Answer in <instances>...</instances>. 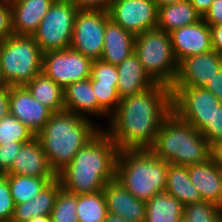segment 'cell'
Here are the masks:
<instances>
[{"label":"cell","instance_id":"cell-32","mask_svg":"<svg viewBox=\"0 0 222 222\" xmlns=\"http://www.w3.org/2000/svg\"><path fill=\"white\" fill-rule=\"evenodd\" d=\"M187 222H222V208L210 202H195L184 206Z\"/></svg>","mask_w":222,"mask_h":222},{"label":"cell","instance_id":"cell-37","mask_svg":"<svg viewBox=\"0 0 222 222\" xmlns=\"http://www.w3.org/2000/svg\"><path fill=\"white\" fill-rule=\"evenodd\" d=\"M22 142H11L0 146V174H6L13 164V160L20 151Z\"/></svg>","mask_w":222,"mask_h":222},{"label":"cell","instance_id":"cell-9","mask_svg":"<svg viewBox=\"0 0 222 222\" xmlns=\"http://www.w3.org/2000/svg\"><path fill=\"white\" fill-rule=\"evenodd\" d=\"M172 111L183 121L201 131L216 108L222 104L204 87H172Z\"/></svg>","mask_w":222,"mask_h":222},{"label":"cell","instance_id":"cell-27","mask_svg":"<svg viewBox=\"0 0 222 222\" xmlns=\"http://www.w3.org/2000/svg\"><path fill=\"white\" fill-rule=\"evenodd\" d=\"M145 222H179L184 205L167 192L155 194L146 202Z\"/></svg>","mask_w":222,"mask_h":222},{"label":"cell","instance_id":"cell-33","mask_svg":"<svg viewBox=\"0 0 222 222\" xmlns=\"http://www.w3.org/2000/svg\"><path fill=\"white\" fill-rule=\"evenodd\" d=\"M118 82L91 81L98 105L110 116L116 111L121 98L117 91Z\"/></svg>","mask_w":222,"mask_h":222},{"label":"cell","instance_id":"cell-3","mask_svg":"<svg viewBox=\"0 0 222 222\" xmlns=\"http://www.w3.org/2000/svg\"><path fill=\"white\" fill-rule=\"evenodd\" d=\"M101 129L91 119L63 110L52 113L36 137L57 175Z\"/></svg>","mask_w":222,"mask_h":222},{"label":"cell","instance_id":"cell-12","mask_svg":"<svg viewBox=\"0 0 222 222\" xmlns=\"http://www.w3.org/2000/svg\"><path fill=\"white\" fill-rule=\"evenodd\" d=\"M108 13L110 19L134 36L158 25V7L154 0H112Z\"/></svg>","mask_w":222,"mask_h":222},{"label":"cell","instance_id":"cell-41","mask_svg":"<svg viewBox=\"0 0 222 222\" xmlns=\"http://www.w3.org/2000/svg\"><path fill=\"white\" fill-rule=\"evenodd\" d=\"M10 114V87L0 86V120Z\"/></svg>","mask_w":222,"mask_h":222},{"label":"cell","instance_id":"cell-22","mask_svg":"<svg viewBox=\"0 0 222 222\" xmlns=\"http://www.w3.org/2000/svg\"><path fill=\"white\" fill-rule=\"evenodd\" d=\"M117 72V91L120 98L143 92L155 84L144 71L135 52L117 65Z\"/></svg>","mask_w":222,"mask_h":222},{"label":"cell","instance_id":"cell-20","mask_svg":"<svg viewBox=\"0 0 222 222\" xmlns=\"http://www.w3.org/2000/svg\"><path fill=\"white\" fill-rule=\"evenodd\" d=\"M64 110L87 119H91L89 117L93 115H108L98 105L90 78L71 83L64 89Z\"/></svg>","mask_w":222,"mask_h":222},{"label":"cell","instance_id":"cell-43","mask_svg":"<svg viewBox=\"0 0 222 222\" xmlns=\"http://www.w3.org/2000/svg\"><path fill=\"white\" fill-rule=\"evenodd\" d=\"M212 49L218 53H222V24L210 26Z\"/></svg>","mask_w":222,"mask_h":222},{"label":"cell","instance_id":"cell-4","mask_svg":"<svg viewBox=\"0 0 222 222\" xmlns=\"http://www.w3.org/2000/svg\"><path fill=\"white\" fill-rule=\"evenodd\" d=\"M150 150L169 164L189 166L210 159L212 147L200 131L172 111L163 120Z\"/></svg>","mask_w":222,"mask_h":222},{"label":"cell","instance_id":"cell-10","mask_svg":"<svg viewBox=\"0 0 222 222\" xmlns=\"http://www.w3.org/2000/svg\"><path fill=\"white\" fill-rule=\"evenodd\" d=\"M109 19L108 10L79 9L74 20L70 48L92 60L100 59L105 27Z\"/></svg>","mask_w":222,"mask_h":222},{"label":"cell","instance_id":"cell-25","mask_svg":"<svg viewBox=\"0 0 222 222\" xmlns=\"http://www.w3.org/2000/svg\"><path fill=\"white\" fill-rule=\"evenodd\" d=\"M165 192L174 196L184 206L203 201L201 193L190 180L187 166L168 165Z\"/></svg>","mask_w":222,"mask_h":222},{"label":"cell","instance_id":"cell-8","mask_svg":"<svg viewBox=\"0 0 222 222\" xmlns=\"http://www.w3.org/2000/svg\"><path fill=\"white\" fill-rule=\"evenodd\" d=\"M78 10L69 0L54 1L33 35L43 53L70 48Z\"/></svg>","mask_w":222,"mask_h":222},{"label":"cell","instance_id":"cell-13","mask_svg":"<svg viewBox=\"0 0 222 222\" xmlns=\"http://www.w3.org/2000/svg\"><path fill=\"white\" fill-rule=\"evenodd\" d=\"M222 69V53L214 50L189 56L178 64L172 87H204Z\"/></svg>","mask_w":222,"mask_h":222},{"label":"cell","instance_id":"cell-15","mask_svg":"<svg viewBox=\"0 0 222 222\" xmlns=\"http://www.w3.org/2000/svg\"><path fill=\"white\" fill-rule=\"evenodd\" d=\"M53 112L39 103L25 86L10 87V114L37 135Z\"/></svg>","mask_w":222,"mask_h":222},{"label":"cell","instance_id":"cell-29","mask_svg":"<svg viewBox=\"0 0 222 222\" xmlns=\"http://www.w3.org/2000/svg\"><path fill=\"white\" fill-rule=\"evenodd\" d=\"M108 214L103 190L94 194L77 195V210L79 222H104Z\"/></svg>","mask_w":222,"mask_h":222},{"label":"cell","instance_id":"cell-50","mask_svg":"<svg viewBox=\"0 0 222 222\" xmlns=\"http://www.w3.org/2000/svg\"><path fill=\"white\" fill-rule=\"evenodd\" d=\"M0 1H7V2H12L13 0H0Z\"/></svg>","mask_w":222,"mask_h":222},{"label":"cell","instance_id":"cell-45","mask_svg":"<svg viewBox=\"0 0 222 222\" xmlns=\"http://www.w3.org/2000/svg\"><path fill=\"white\" fill-rule=\"evenodd\" d=\"M211 157L222 169V142H218L212 146Z\"/></svg>","mask_w":222,"mask_h":222},{"label":"cell","instance_id":"cell-26","mask_svg":"<svg viewBox=\"0 0 222 222\" xmlns=\"http://www.w3.org/2000/svg\"><path fill=\"white\" fill-rule=\"evenodd\" d=\"M25 87L36 101L53 113L64 110V89L44 72L37 74Z\"/></svg>","mask_w":222,"mask_h":222},{"label":"cell","instance_id":"cell-42","mask_svg":"<svg viewBox=\"0 0 222 222\" xmlns=\"http://www.w3.org/2000/svg\"><path fill=\"white\" fill-rule=\"evenodd\" d=\"M204 88L213 93L222 103V69L204 86Z\"/></svg>","mask_w":222,"mask_h":222},{"label":"cell","instance_id":"cell-7","mask_svg":"<svg viewBox=\"0 0 222 222\" xmlns=\"http://www.w3.org/2000/svg\"><path fill=\"white\" fill-rule=\"evenodd\" d=\"M144 71L154 83L172 88L177 74L170 33L154 28L135 36V49Z\"/></svg>","mask_w":222,"mask_h":222},{"label":"cell","instance_id":"cell-16","mask_svg":"<svg viewBox=\"0 0 222 222\" xmlns=\"http://www.w3.org/2000/svg\"><path fill=\"white\" fill-rule=\"evenodd\" d=\"M6 174L49 178L51 181L57 178L37 137L22 145Z\"/></svg>","mask_w":222,"mask_h":222},{"label":"cell","instance_id":"cell-46","mask_svg":"<svg viewBox=\"0 0 222 222\" xmlns=\"http://www.w3.org/2000/svg\"><path fill=\"white\" fill-rule=\"evenodd\" d=\"M104 222H128V221L125 220L123 217H120V216H118L116 214L108 212Z\"/></svg>","mask_w":222,"mask_h":222},{"label":"cell","instance_id":"cell-19","mask_svg":"<svg viewBox=\"0 0 222 222\" xmlns=\"http://www.w3.org/2000/svg\"><path fill=\"white\" fill-rule=\"evenodd\" d=\"M187 167L190 180L201 193L202 200L222 208L221 168L212 157L203 163Z\"/></svg>","mask_w":222,"mask_h":222},{"label":"cell","instance_id":"cell-40","mask_svg":"<svg viewBox=\"0 0 222 222\" xmlns=\"http://www.w3.org/2000/svg\"><path fill=\"white\" fill-rule=\"evenodd\" d=\"M79 9L108 10L112 0H69Z\"/></svg>","mask_w":222,"mask_h":222},{"label":"cell","instance_id":"cell-18","mask_svg":"<svg viewBox=\"0 0 222 222\" xmlns=\"http://www.w3.org/2000/svg\"><path fill=\"white\" fill-rule=\"evenodd\" d=\"M55 0H13L12 29L14 35L33 36Z\"/></svg>","mask_w":222,"mask_h":222},{"label":"cell","instance_id":"cell-24","mask_svg":"<svg viewBox=\"0 0 222 222\" xmlns=\"http://www.w3.org/2000/svg\"><path fill=\"white\" fill-rule=\"evenodd\" d=\"M201 19V15L189 0L176 2L158 7L157 28L170 33L175 29L195 24Z\"/></svg>","mask_w":222,"mask_h":222},{"label":"cell","instance_id":"cell-31","mask_svg":"<svg viewBox=\"0 0 222 222\" xmlns=\"http://www.w3.org/2000/svg\"><path fill=\"white\" fill-rule=\"evenodd\" d=\"M76 210L77 194L67 192L61 188L50 214L51 222H79Z\"/></svg>","mask_w":222,"mask_h":222},{"label":"cell","instance_id":"cell-17","mask_svg":"<svg viewBox=\"0 0 222 222\" xmlns=\"http://www.w3.org/2000/svg\"><path fill=\"white\" fill-rule=\"evenodd\" d=\"M103 193L109 213L123 217L128 222H145L146 202L137 199L116 179L105 184Z\"/></svg>","mask_w":222,"mask_h":222},{"label":"cell","instance_id":"cell-23","mask_svg":"<svg viewBox=\"0 0 222 222\" xmlns=\"http://www.w3.org/2000/svg\"><path fill=\"white\" fill-rule=\"evenodd\" d=\"M61 188L60 181L56 178L30 201L15 204L11 222H28L37 216H50L56 196Z\"/></svg>","mask_w":222,"mask_h":222},{"label":"cell","instance_id":"cell-21","mask_svg":"<svg viewBox=\"0 0 222 222\" xmlns=\"http://www.w3.org/2000/svg\"><path fill=\"white\" fill-rule=\"evenodd\" d=\"M135 49V36L109 19L104 32V46L100 60L115 66L128 58Z\"/></svg>","mask_w":222,"mask_h":222},{"label":"cell","instance_id":"cell-47","mask_svg":"<svg viewBox=\"0 0 222 222\" xmlns=\"http://www.w3.org/2000/svg\"><path fill=\"white\" fill-rule=\"evenodd\" d=\"M183 1H186V0H154L157 7H161V6L168 5V4H173L176 2H183Z\"/></svg>","mask_w":222,"mask_h":222},{"label":"cell","instance_id":"cell-34","mask_svg":"<svg viewBox=\"0 0 222 222\" xmlns=\"http://www.w3.org/2000/svg\"><path fill=\"white\" fill-rule=\"evenodd\" d=\"M15 203L11 195L8 178L0 174V222H11Z\"/></svg>","mask_w":222,"mask_h":222},{"label":"cell","instance_id":"cell-36","mask_svg":"<svg viewBox=\"0 0 222 222\" xmlns=\"http://www.w3.org/2000/svg\"><path fill=\"white\" fill-rule=\"evenodd\" d=\"M200 132L211 147L218 142H222V104L219 108H216L211 121Z\"/></svg>","mask_w":222,"mask_h":222},{"label":"cell","instance_id":"cell-14","mask_svg":"<svg viewBox=\"0 0 222 222\" xmlns=\"http://www.w3.org/2000/svg\"><path fill=\"white\" fill-rule=\"evenodd\" d=\"M172 51L179 64L183 59L212 49L211 29L203 20L170 32Z\"/></svg>","mask_w":222,"mask_h":222},{"label":"cell","instance_id":"cell-5","mask_svg":"<svg viewBox=\"0 0 222 222\" xmlns=\"http://www.w3.org/2000/svg\"><path fill=\"white\" fill-rule=\"evenodd\" d=\"M168 165L151 150L120 151L116 181L137 199L147 202L155 194L165 192Z\"/></svg>","mask_w":222,"mask_h":222},{"label":"cell","instance_id":"cell-49","mask_svg":"<svg viewBox=\"0 0 222 222\" xmlns=\"http://www.w3.org/2000/svg\"><path fill=\"white\" fill-rule=\"evenodd\" d=\"M179 222H187V221L183 218Z\"/></svg>","mask_w":222,"mask_h":222},{"label":"cell","instance_id":"cell-44","mask_svg":"<svg viewBox=\"0 0 222 222\" xmlns=\"http://www.w3.org/2000/svg\"><path fill=\"white\" fill-rule=\"evenodd\" d=\"M196 11L203 17L210 8L213 0H189Z\"/></svg>","mask_w":222,"mask_h":222},{"label":"cell","instance_id":"cell-39","mask_svg":"<svg viewBox=\"0 0 222 222\" xmlns=\"http://www.w3.org/2000/svg\"><path fill=\"white\" fill-rule=\"evenodd\" d=\"M202 19L209 26L222 24V0H213L210 8Z\"/></svg>","mask_w":222,"mask_h":222},{"label":"cell","instance_id":"cell-28","mask_svg":"<svg viewBox=\"0 0 222 222\" xmlns=\"http://www.w3.org/2000/svg\"><path fill=\"white\" fill-rule=\"evenodd\" d=\"M8 178L11 195L15 204L25 203L34 198L51 180L33 176L4 174Z\"/></svg>","mask_w":222,"mask_h":222},{"label":"cell","instance_id":"cell-30","mask_svg":"<svg viewBox=\"0 0 222 222\" xmlns=\"http://www.w3.org/2000/svg\"><path fill=\"white\" fill-rule=\"evenodd\" d=\"M36 135L22 122L9 114L0 120V146L11 142L28 143Z\"/></svg>","mask_w":222,"mask_h":222},{"label":"cell","instance_id":"cell-1","mask_svg":"<svg viewBox=\"0 0 222 222\" xmlns=\"http://www.w3.org/2000/svg\"><path fill=\"white\" fill-rule=\"evenodd\" d=\"M172 112L171 88L155 83L121 98L104 129L120 151L150 150L163 120Z\"/></svg>","mask_w":222,"mask_h":222},{"label":"cell","instance_id":"cell-6","mask_svg":"<svg viewBox=\"0 0 222 222\" xmlns=\"http://www.w3.org/2000/svg\"><path fill=\"white\" fill-rule=\"evenodd\" d=\"M43 52L33 36L12 35L0 42V82L25 86L42 72Z\"/></svg>","mask_w":222,"mask_h":222},{"label":"cell","instance_id":"cell-2","mask_svg":"<svg viewBox=\"0 0 222 222\" xmlns=\"http://www.w3.org/2000/svg\"><path fill=\"white\" fill-rule=\"evenodd\" d=\"M120 150L102 128L57 174L61 187L73 194H94L116 179Z\"/></svg>","mask_w":222,"mask_h":222},{"label":"cell","instance_id":"cell-48","mask_svg":"<svg viewBox=\"0 0 222 222\" xmlns=\"http://www.w3.org/2000/svg\"><path fill=\"white\" fill-rule=\"evenodd\" d=\"M28 222H51L50 216H37L30 219Z\"/></svg>","mask_w":222,"mask_h":222},{"label":"cell","instance_id":"cell-11","mask_svg":"<svg viewBox=\"0 0 222 222\" xmlns=\"http://www.w3.org/2000/svg\"><path fill=\"white\" fill-rule=\"evenodd\" d=\"M92 62L71 48L50 50L43 53L42 72L65 89L71 83L90 78Z\"/></svg>","mask_w":222,"mask_h":222},{"label":"cell","instance_id":"cell-38","mask_svg":"<svg viewBox=\"0 0 222 222\" xmlns=\"http://www.w3.org/2000/svg\"><path fill=\"white\" fill-rule=\"evenodd\" d=\"M14 35L11 2L0 1V42Z\"/></svg>","mask_w":222,"mask_h":222},{"label":"cell","instance_id":"cell-35","mask_svg":"<svg viewBox=\"0 0 222 222\" xmlns=\"http://www.w3.org/2000/svg\"><path fill=\"white\" fill-rule=\"evenodd\" d=\"M90 79L100 82H118L117 66L100 59L93 60Z\"/></svg>","mask_w":222,"mask_h":222}]
</instances>
